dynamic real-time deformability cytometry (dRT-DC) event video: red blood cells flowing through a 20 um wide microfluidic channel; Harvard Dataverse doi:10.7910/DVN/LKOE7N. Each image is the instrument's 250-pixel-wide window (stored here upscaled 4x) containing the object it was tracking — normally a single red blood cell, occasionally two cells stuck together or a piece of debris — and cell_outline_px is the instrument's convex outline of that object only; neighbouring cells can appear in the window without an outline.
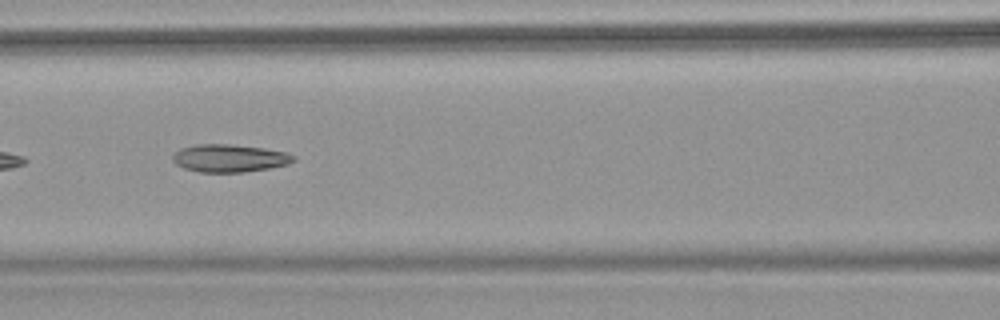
{"species": "common noctule bat (a hibernating species)", "species_latin": "Nyctalus noctula", "temperature_condition": "warm", "stored_images_in_passage": 9, "camera_frame_rate_fps": 3000, "um_per_image_px": 0.085, "animal": {"sex": "female", "body_mass_g": 18.4}, "frame": {"image": 1, "passage_image": 8, "time_ms": 2.333, "image_size_px": [1000, 320], "cell_outline_px": [[296, 160], [288, 164], [268, 168], [244, 172], [200, 172], [184, 168], [176, 164], [172, 160], [172, 156], [180, 148], [196, 144], [232, 144], [264, 148], [284, 152], [296, 156]], "centroid_in_image_um": [19.5, 13.44], "position_along_channel_um": 147.1, "area_um2": 19.54}}